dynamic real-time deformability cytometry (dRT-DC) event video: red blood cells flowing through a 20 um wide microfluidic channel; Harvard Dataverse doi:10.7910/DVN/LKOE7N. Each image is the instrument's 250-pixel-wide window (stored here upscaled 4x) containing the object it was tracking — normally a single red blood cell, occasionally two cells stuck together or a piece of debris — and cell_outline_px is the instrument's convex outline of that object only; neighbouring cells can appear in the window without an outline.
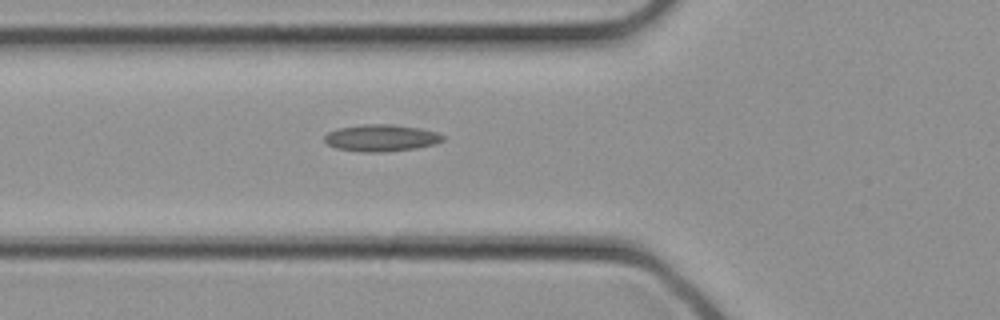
{"species": "common noctule bat (a hibernating species)", "species_latin": "Nyctalus noctula", "temperature_condition": "cold", "stored_images_in_passage": 10, "camera_frame_rate_fps": 3000, "um_per_image_px": 0.085, "animal": {"sex": "female", "body_mass_g": 21.9}, "frame": {"image": 1, "passage_image": 4, "time_ms": 1.0, "image_size_px": [1000, 320], "cell_outline_px": [[444, 140], [436, 144], [416, 148], [384, 152], [360, 152], [336, 148], [328, 144], [324, 140], [324, 136], [328, 132], [340, 128], [364, 124], [392, 124], [420, 128], [436, 132], [444, 136]], "centroid_in_image_um": [32.41, 11.73], "position_along_channel_um": 93.4, "area_um2": 18.55}}
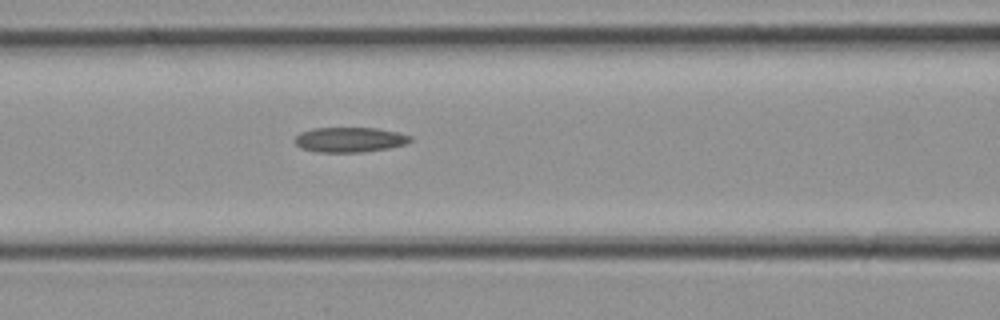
{"frame": {"image": 2, "passage_image": 6, "time_ms": 1.667, "image_size_px": [1000, 320], "cell_outline_px": [[412, 140], [408, 144], [388, 148], [364, 152], [316, 152], [300, 148], [296, 144], [296, 136], [300, 132], [312, 128], [376, 128], [396, 132], [412, 136]], "centroid_in_image_um": [29.74, 11.88], "position_along_channel_um": 136.9, "area_um2": 16.88}}
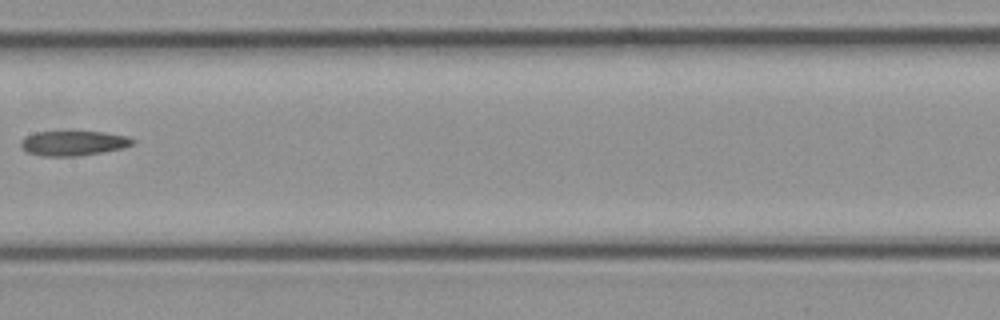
{"frame": {"image": 3, "passage_image": 9, "time_ms": 2.667, "image_size_px": [1000, 320], "cell_outline_px": [[136, 144], [124, 148], [104, 152], [80, 156], [40, 156], [28, 152], [20, 144], [20, 140], [24, 136], [36, 132], [104, 132], [128, 136], [136, 140]], "centroid_in_image_um": [6.29, 12.17], "position_along_channel_um": 201.1, "area_um2": 16.36}}